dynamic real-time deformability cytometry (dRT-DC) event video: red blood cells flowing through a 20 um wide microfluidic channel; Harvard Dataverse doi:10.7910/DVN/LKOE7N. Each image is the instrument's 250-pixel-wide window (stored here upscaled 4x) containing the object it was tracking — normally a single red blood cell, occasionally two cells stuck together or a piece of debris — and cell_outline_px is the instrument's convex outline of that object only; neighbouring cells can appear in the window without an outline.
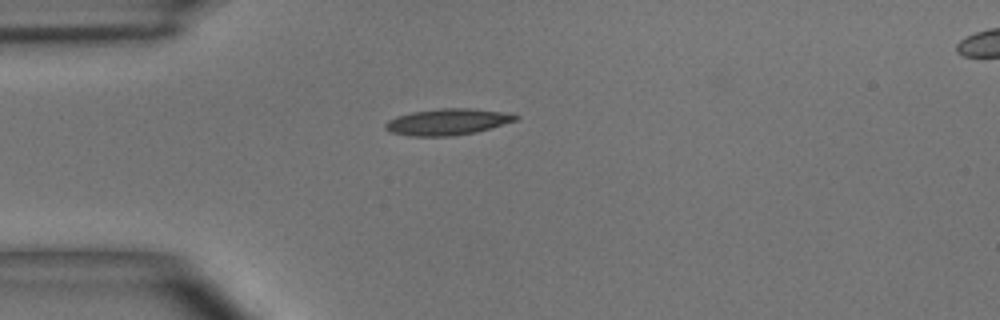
{"species": "common noctule bat (a hibernating species)", "species_latin": "Nyctalus noctula", "temperature_condition": "room temperature", "stored_images_in_passage": 2, "camera_frame_rate_fps": 3000, "um_per_image_px": 0.085, "animal": {"sex": "male", "body_mass_g": 15.6}, "frame": {"image": 1, "passage_image": 1, "time_ms": 0.0, "image_size_px": [1000, 320], "cell_outline_px": [[520, 116], [516, 120], [476, 132], [452, 136], [408, 136], [392, 132], [384, 128], [384, 124], [388, 120], [396, 116], [412, 112], [440, 108], [468, 108], [504, 112]], "centroid_in_image_um": [38.0, 10.36], "position_along_channel_um": 47.0, "area_um2": 19.88}}